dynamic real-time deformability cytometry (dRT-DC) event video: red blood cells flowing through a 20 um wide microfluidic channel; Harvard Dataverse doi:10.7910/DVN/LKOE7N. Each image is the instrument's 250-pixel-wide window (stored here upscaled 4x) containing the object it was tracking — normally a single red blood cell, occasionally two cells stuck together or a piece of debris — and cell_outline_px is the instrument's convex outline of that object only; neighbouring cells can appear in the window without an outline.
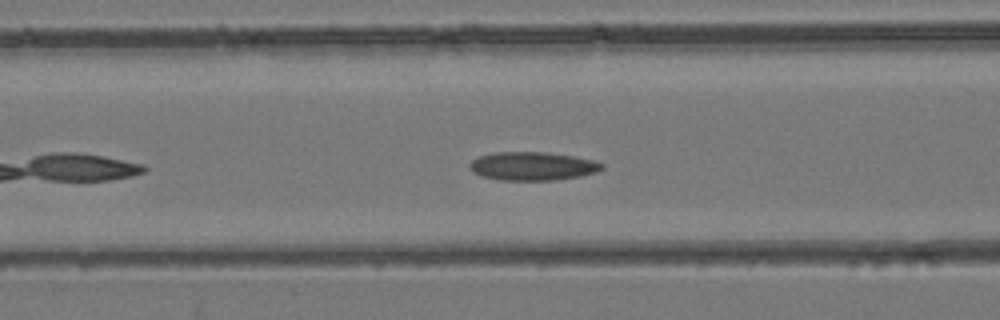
{"species": "common noctule bat (a hibernating species)", "species_latin": "Nyctalus noctula", "temperature_condition": "room temperature", "stored_images_in_passage": 25, "camera_frame_rate_fps": 3000, "um_per_image_px": 0.085, "animal": {"sex": "female", "body_mass_g": 24.6, "forearm_length_mm": 56.2}, "frame": {"image": 1, "passage_image": 7, "time_ms": 2.0, "image_size_px": [1000, 320], "cell_outline_px": [[604, 168], [596, 172], [580, 176], [556, 180], [500, 180], [484, 176], [472, 172], [468, 164], [472, 160], [480, 156], [496, 152], [548, 152], [596, 160], [604, 164]], "centroid_in_image_um": [45.3, 14.12], "position_along_channel_um": 121.3, "area_um2": 21.96}}
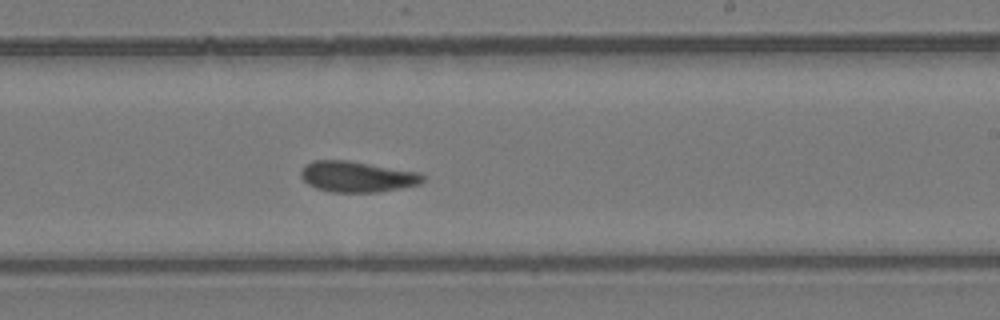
{"frame": {"image": 2, "passage_image": 16, "time_ms": 5.0, "image_size_px": [1000, 320], "cell_outline_px": [[424, 180], [420, 184], [400, 188], [376, 192], [332, 192], [316, 188], [308, 184], [300, 176], [300, 172], [304, 164], [312, 160], [348, 160], [420, 172], [424, 176]], "centroid_in_image_um": [30.33, 15.0], "position_along_channel_um": 258.7, "area_um2": 22.02}}
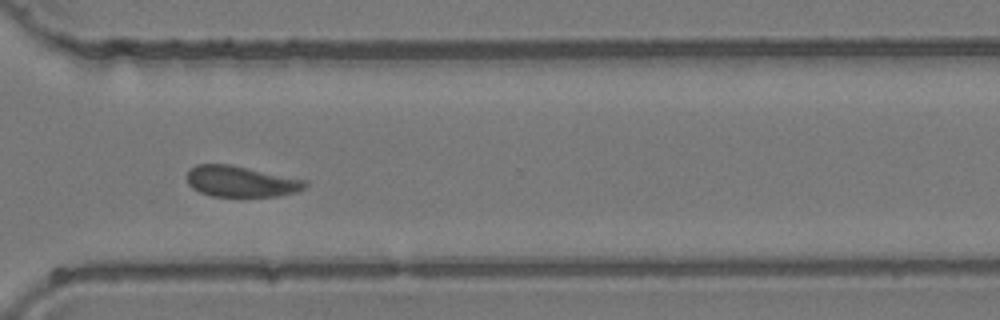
{"frame": {"image": 3, "passage_image": 22, "time_ms": 7.0, "image_size_px": [1000, 320], "cell_outline_px": [[308, 188], [296, 192], [276, 196], [212, 196], [200, 192], [192, 188], [188, 184], [184, 176], [188, 168], [196, 164], [232, 164], [308, 180]], "centroid_in_image_um": [20.47, 15.4], "position_along_channel_um": 350.1, "area_um2": 21.85}}